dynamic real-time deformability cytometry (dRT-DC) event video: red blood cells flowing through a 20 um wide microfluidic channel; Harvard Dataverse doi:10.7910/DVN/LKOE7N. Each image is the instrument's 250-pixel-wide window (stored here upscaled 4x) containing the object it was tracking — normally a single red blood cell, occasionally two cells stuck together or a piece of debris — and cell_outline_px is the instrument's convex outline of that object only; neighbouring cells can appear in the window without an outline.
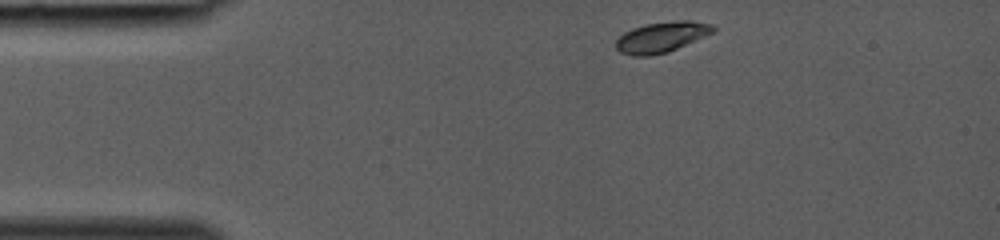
{"species": "common noctule bat (a hibernating species)", "species_latin": "Nyctalus noctula", "temperature_condition": "room temperature", "stored_images_in_passage": 31, "camera_frame_rate_fps": 3000, "um_per_image_px": 0.085, "animal": {"sex": "female", "body_mass_g": 19.0, "forearm_length_mm": 53.3}, "frame": {"image": 1, "passage_image": 1, "time_ms": 0.0, "image_size_px": [1000, 240], "cell_outline_px": [[716, 32], [668, 52], [652, 56], [632, 56], [620, 52], [616, 48], [616, 40], [624, 32], [632, 28], [644, 24], [672, 20], [692, 20], [712, 24], [716, 28]], "centroid_in_image_um": [56.26, 3.14], "position_along_channel_um": 28.7, "area_um2": 17.69}}
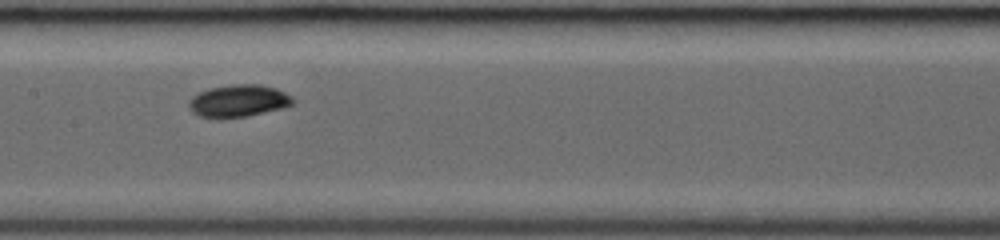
{"frame": {"image": 2, "passage_image": 14, "time_ms": 4.333, "image_size_px": [1000, 240], "cell_outline_px": [[296, 100], [292, 104], [284, 108], [248, 116], [220, 120], [200, 116], [192, 112], [188, 104], [188, 100], [192, 96], [200, 92], [212, 88], [232, 84], [260, 84], [276, 88], [292, 96]], "centroid_in_image_um": [20.28, 8.6], "position_along_channel_um": 187.1, "area_um2": 19.94}}
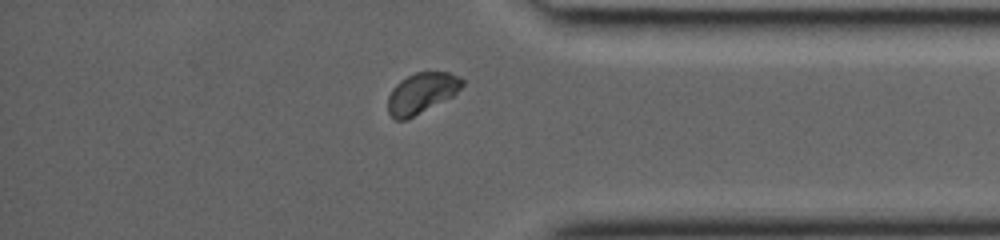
{"frame": {"image": 3, "passage_image": 27, "time_ms": 8.667, "image_size_px": [1000, 240], "cell_outline_px": [[464, 84], [452, 96], [404, 120], [396, 120], [388, 112], [388, 96], [392, 88], [400, 80], [416, 72], [448, 72], [460, 76], [464, 80]], "centroid_in_image_um": [35.83, 7.88], "position_along_channel_um": 399.4, "area_um2": 17.28}}